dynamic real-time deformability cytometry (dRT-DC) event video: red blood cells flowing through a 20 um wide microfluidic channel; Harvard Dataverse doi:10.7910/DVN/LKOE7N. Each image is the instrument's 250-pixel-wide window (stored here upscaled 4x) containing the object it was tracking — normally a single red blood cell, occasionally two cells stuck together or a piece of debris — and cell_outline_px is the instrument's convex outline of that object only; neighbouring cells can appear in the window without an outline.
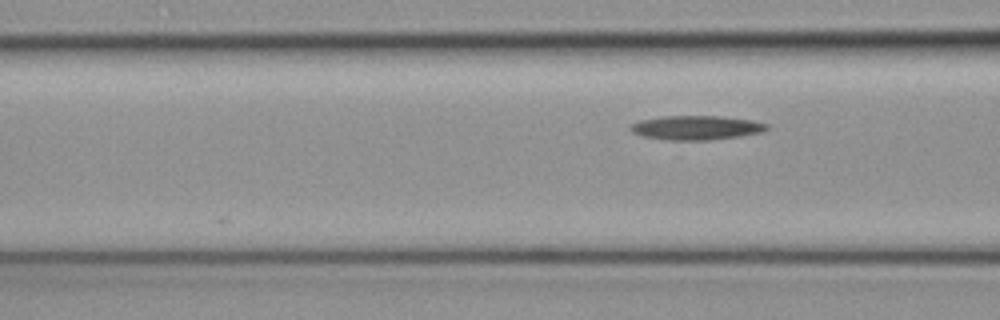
{"species": "common noctule bat (a hibernating species)", "species_latin": "Nyctalus noctula", "temperature_condition": "cold", "stored_images_in_passage": 3, "camera_frame_rate_fps": 3000, "um_per_image_px": 0.085, "animal": {"sex": "female", "body_mass_g": 19.3, "forearm_length_mm": 54.1}, "frame": {"image": 1, "passage_image": 3, "time_ms": 0.667, "image_size_px": [1000, 320], "cell_outline_px": [[768, 128], [764, 132], [740, 136], [708, 140], [668, 140], [644, 136], [632, 132], [628, 128], [632, 124], [640, 120], [664, 116], [720, 116], [752, 120], [768, 124]], "centroid_in_image_um": [59.2, 10.85], "position_along_channel_um": 107.4, "area_um2": 19.19}}